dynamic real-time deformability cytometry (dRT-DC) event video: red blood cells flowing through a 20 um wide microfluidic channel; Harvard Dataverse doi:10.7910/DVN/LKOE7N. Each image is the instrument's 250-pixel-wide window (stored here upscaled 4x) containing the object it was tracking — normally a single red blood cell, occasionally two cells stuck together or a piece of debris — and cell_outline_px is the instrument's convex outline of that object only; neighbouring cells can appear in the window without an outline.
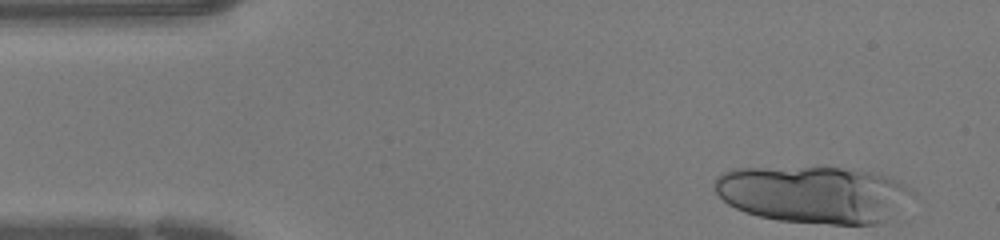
{"species": "human", "species_latin": "Homo sapiens", "temperature_condition": "warm", "stored_images_in_passage": 34, "segment_of_instrument_passage": [1, 2], "camera_frame_rate_fps": 3000, "um_per_image_px": 0.085, "donor": {"sex": "female"}, "frame": {"image": 1, "passage_image": 1, "time_ms": 0.0, "image_size_px": [1000, 240], "cell_outline_px": [[916, 192], [884, 220], [876, 224], [828, 224], [776, 220], [744, 212], [728, 204], [716, 192], [716, 176], [732, 168], [824, 164], [868, 172], [888, 176], [912, 188]], "centroid_in_image_um": [69.1, 16.46], "position_along_channel_um": 15.9, "area_um2": 66.87}}